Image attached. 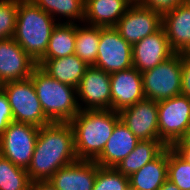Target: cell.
Masks as SVG:
<instances>
[{
  "mask_svg": "<svg viewBox=\"0 0 190 190\" xmlns=\"http://www.w3.org/2000/svg\"><path fill=\"white\" fill-rule=\"evenodd\" d=\"M120 119L139 140H159L158 103L143 99L119 111Z\"/></svg>",
  "mask_w": 190,
  "mask_h": 190,
  "instance_id": "obj_11",
  "label": "cell"
},
{
  "mask_svg": "<svg viewBox=\"0 0 190 190\" xmlns=\"http://www.w3.org/2000/svg\"><path fill=\"white\" fill-rule=\"evenodd\" d=\"M129 177L116 168L99 167L93 190H128Z\"/></svg>",
  "mask_w": 190,
  "mask_h": 190,
  "instance_id": "obj_28",
  "label": "cell"
},
{
  "mask_svg": "<svg viewBox=\"0 0 190 190\" xmlns=\"http://www.w3.org/2000/svg\"><path fill=\"white\" fill-rule=\"evenodd\" d=\"M29 190H57V189L47 180V181L31 182Z\"/></svg>",
  "mask_w": 190,
  "mask_h": 190,
  "instance_id": "obj_33",
  "label": "cell"
},
{
  "mask_svg": "<svg viewBox=\"0 0 190 190\" xmlns=\"http://www.w3.org/2000/svg\"><path fill=\"white\" fill-rule=\"evenodd\" d=\"M185 161L190 163V148H173Z\"/></svg>",
  "mask_w": 190,
  "mask_h": 190,
  "instance_id": "obj_35",
  "label": "cell"
},
{
  "mask_svg": "<svg viewBox=\"0 0 190 190\" xmlns=\"http://www.w3.org/2000/svg\"><path fill=\"white\" fill-rule=\"evenodd\" d=\"M37 65L50 77L74 88L78 87L89 67L75 54L62 58L41 59Z\"/></svg>",
  "mask_w": 190,
  "mask_h": 190,
  "instance_id": "obj_20",
  "label": "cell"
},
{
  "mask_svg": "<svg viewBox=\"0 0 190 190\" xmlns=\"http://www.w3.org/2000/svg\"><path fill=\"white\" fill-rule=\"evenodd\" d=\"M119 120V112L111 109L80 110L69 122L78 159L94 161L102 153Z\"/></svg>",
  "mask_w": 190,
  "mask_h": 190,
  "instance_id": "obj_2",
  "label": "cell"
},
{
  "mask_svg": "<svg viewBox=\"0 0 190 190\" xmlns=\"http://www.w3.org/2000/svg\"><path fill=\"white\" fill-rule=\"evenodd\" d=\"M14 121L11 107L5 92L0 88V135Z\"/></svg>",
  "mask_w": 190,
  "mask_h": 190,
  "instance_id": "obj_31",
  "label": "cell"
},
{
  "mask_svg": "<svg viewBox=\"0 0 190 190\" xmlns=\"http://www.w3.org/2000/svg\"><path fill=\"white\" fill-rule=\"evenodd\" d=\"M172 148H190V127L187 129L183 137L172 146Z\"/></svg>",
  "mask_w": 190,
  "mask_h": 190,
  "instance_id": "obj_34",
  "label": "cell"
},
{
  "mask_svg": "<svg viewBox=\"0 0 190 190\" xmlns=\"http://www.w3.org/2000/svg\"><path fill=\"white\" fill-rule=\"evenodd\" d=\"M162 27L176 53L190 52V0L163 14Z\"/></svg>",
  "mask_w": 190,
  "mask_h": 190,
  "instance_id": "obj_17",
  "label": "cell"
},
{
  "mask_svg": "<svg viewBox=\"0 0 190 190\" xmlns=\"http://www.w3.org/2000/svg\"><path fill=\"white\" fill-rule=\"evenodd\" d=\"M180 190H190V163L168 147V176Z\"/></svg>",
  "mask_w": 190,
  "mask_h": 190,
  "instance_id": "obj_27",
  "label": "cell"
},
{
  "mask_svg": "<svg viewBox=\"0 0 190 190\" xmlns=\"http://www.w3.org/2000/svg\"><path fill=\"white\" fill-rule=\"evenodd\" d=\"M19 0H0V40L13 38Z\"/></svg>",
  "mask_w": 190,
  "mask_h": 190,
  "instance_id": "obj_29",
  "label": "cell"
},
{
  "mask_svg": "<svg viewBox=\"0 0 190 190\" xmlns=\"http://www.w3.org/2000/svg\"><path fill=\"white\" fill-rule=\"evenodd\" d=\"M158 190H180L172 181L167 179Z\"/></svg>",
  "mask_w": 190,
  "mask_h": 190,
  "instance_id": "obj_36",
  "label": "cell"
},
{
  "mask_svg": "<svg viewBox=\"0 0 190 190\" xmlns=\"http://www.w3.org/2000/svg\"><path fill=\"white\" fill-rule=\"evenodd\" d=\"M39 127L12 121L0 135V155L27 170L39 133Z\"/></svg>",
  "mask_w": 190,
  "mask_h": 190,
  "instance_id": "obj_8",
  "label": "cell"
},
{
  "mask_svg": "<svg viewBox=\"0 0 190 190\" xmlns=\"http://www.w3.org/2000/svg\"><path fill=\"white\" fill-rule=\"evenodd\" d=\"M168 176V147L154 160L129 176L132 190H158Z\"/></svg>",
  "mask_w": 190,
  "mask_h": 190,
  "instance_id": "obj_21",
  "label": "cell"
},
{
  "mask_svg": "<svg viewBox=\"0 0 190 190\" xmlns=\"http://www.w3.org/2000/svg\"><path fill=\"white\" fill-rule=\"evenodd\" d=\"M181 94L190 98V52L182 53Z\"/></svg>",
  "mask_w": 190,
  "mask_h": 190,
  "instance_id": "obj_32",
  "label": "cell"
},
{
  "mask_svg": "<svg viewBox=\"0 0 190 190\" xmlns=\"http://www.w3.org/2000/svg\"><path fill=\"white\" fill-rule=\"evenodd\" d=\"M130 4H140L142 0H127Z\"/></svg>",
  "mask_w": 190,
  "mask_h": 190,
  "instance_id": "obj_37",
  "label": "cell"
},
{
  "mask_svg": "<svg viewBox=\"0 0 190 190\" xmlns=\"http://www.w3.org/2000/svg\"><path fill=\"white\" fill-rule=\"evenodd\" d=\"M76 23H60L54 27L42 59L62 58L75 53Z\"/></svg>",
  "mask_w": 190,
  "mask_h": 190,
  "instance_id": "obj_23",
  "label": "cell"
},
{
  "mask_svg": "<svg viewBox=\"0 0 190 190\" xmlns=\"http://www.w3.org/2000/svg\"><path fill=\"white\" fill-rule=\"evenodd\" d=\"M30 183L27 170L0 155V190H29Z\"/></svg>",
  "mask_w": 190,
  "mask_h": 190,
  "instance_id": "obj_26",
  "label": "cell"
},
{
  "mask_svg": "<svg viewBox=\"0 0 190 190\" xmlns=\"http://www.w3.org/2000/svg\"><path fill=\"white\" fill-rule=\"evenodd\" d=\"M131 4L127 0H85L84 22L98 27H115Z\"/></svg>",
  "mask_w": 190,
  "mask_h": 190,
  "instance_id": "obj_19",
  "label": "cell"
},
{
  "mask_svg": "<svg viewBox=\"0 0 190 190\" xmlns=\"http://www.w3.org/2000/svg\"><path fill=\"white\" fill-rule=\"evenodd\" d=\"M187 1L189 0H142L140 5L163 15Z\"/></svg>",
  "mask_w": 190,
  "mask_h": 190,
  "instance_id": "obj_30",
  "label": "cell"
},
{
  "mask_svg": "<svg viewBox=\"0 0 190 190\" xmlns=\"http://www.w3.org/2000/svg\"><path fill=\"white\" fill-rule=\"evenodd\" d=\"M70 123H50L39 129L27 173L31 182L47 181L61 167L78 161Z\"/></svg>",
  "mask_w": 190,
  "mask_h": 190,
  "instance_id": "obj_1",
  "label": "cell"
},
{
  "mask_svg": "<svg viewBox=\"0 0 190 190\" xmlns=\"http://www.w3.org/2000/svg\"><path fill=\"white\" fill-rule=\"evenodd\" d=\"M31 0H19L16 27L13 39L35 61L46 53L54 27L58 24Z\"/></svg>",
  "mask_w": 190,
  "mask_h": 190,
  "instance_id": "obj_3",
  "label": "cell"
},
{
  "mask_svg": "<svg viewBox=\"0 0 190 190\" xmlns=\"http://www.w3.org/2000/svg\"><path fill=\"white\" fill-rule=\"evenodd\" d=\"M139 141L120 119L102 153L94 161L100 167L115 168L134 150Z\"/></svg>",
  "mask_w": 190,
  "mask_h": 190,
  "instance_id": "obj_18",
  "label": "cell"
},
{
  "mask_svg": "<svg viewBox=\"0 0 190 190\" xmlns=\"http://www.w3.org/2000/svg\"><path fill=\"white\" fill-rule=\"evenodd\" d=\"M157 103L159 140L172 147L190 127V98L179 94Z\"/></svg>",
  "mask_w": 190,
  "mask_h": 190,
  "instance_id": "obj_7",
  "label": "cell"
},
{
  "mask_svg": "<svg viewBox=\"0 0 190 190\" xmlns=\"http://www.w3.org/2000/svg\"><path fill=\"white\" fill-rule=\"evenodd\" d=\"M145 98L156 102L170 99L181 94L182 53H175L170 58L141 73Z\"/></svg>",
  "mask_w": 190,
  "mask_h": 190,
  "instance_id": "obj_5",
  "label": "cell"
},
{
  "mask_svg": "<svg viewBox=\"0 0 190 190\" xmlns=\"http://www.w3.org/2000/svg\"><path fill=\"white\" fill-rule=\"evenodd\" d=\"M46 117L53 123H69L81 110L77 88L50 77L39 66L30 76Z\"/></svg>",
  "mask_w": 190,
  "mask_h": 190,
  "instance_id": "obj_4",
  "label": "cell"
},
{
  "mask_svg": "<svg viewBox=\"0 0 190 190\" xmlns=\"http://www.w3.org/2000/svg\"><path fill=\"white\" fill-rule=\"evenodd\" d=\"M77 98L86 104L81 110L111 109L110 73L89 66L77 87Z\"/></svg>",
  "mask_w": 190,
  "mask_h": 190,
  "instance_id": "obj_12",
  "label": "cell"
},
{
  "mask_svg": "<svg viewBox=\"0 0 190 190\" xmlns=\"http://www.w3.org/2000/svg\"><path fill=\"white\" fill-rule=\"evenodd\" d=\"M111 110L120 111L145 99L141 72L132 67L110 74Z\"/></svg>",
  "mask_w": 190,
  "mask_h": 190,
  "instance_id": "obj_15",
  "label": "cell"
},
{
  "mask_svg": "<svg viewBox=\"0 0 190 190\" xmlns=\"http://www.w3.org/2000/svg\"><path fill=\"white\" fill-rule=\"evenodd\" d=\"M99 167L93 160H78L61 167L48 181L57 190H93Z\"/></svg>",
  "mask_w": 190,
  "mask_h": 190,
  "instance_id": "obj_16",
  "label": "cell"
},
{
  "mask_svg": "<svg viewBox=\"0 0 190 190\" xmlns=\"http://www.w3.org/2000/svg\"><path fill=\"white\" fill-rule=\"evenodd\" d=\"M7 95L15 122L42 127L52 123L45 115L33 81H9L1 85Z\"/></svg>",
  "mask_w": 190,
  "mask_h": 190,
  "instance_id": "obj_6",
  "label": "cell"
},
{
  "mask_svg": "<svg viewBox=\"0 0 190 190\" xmlns=\"http://www.w3.org/2000/svg\"><path fill=\"white\" fill-rule=\"evenodd\" d=\"M162 15L140 4H131L114 27L131 46L158 31Z\"/></svg>",
  "mask_w": 190,
  "mask_h": 190,
  "instance_id": "obj_10",
  "label": "cell"
},
{
  "mask_svg": "<svg viewBox=\"0 0 190 190\" xmlns=\"http://www.w3.org/2000/svg\"><path fill=\"white\" fill-rule=\"evenodd\" d=\"M100 42V27L76 24L75 55L83 60L88 66H94L98 56Z\"/></svg>",
  "mask_w": 190,
  "mask_h": 190,
  "instance_id": "obj_24",
  "label": "cell"
},
{
  "mask_svg": "<svg viewBox=\"0 0 190 190\" xmlns=\"http://www.w3.org/2000/svg\"><path fill=\"white\" fill-rule=\"evenodd\" d=\"M37 66V62L13 38L0 40L1 85L30 78Z\"/></svg>",
  "mask_w": 190,
  "mask_h": 190,
  "instance_id": "obj_13",
  "label": "cell"
},
{
  "mask_svg": "<svg viewBox=\"0 0 190 190\" xmlns=\"http://www.w3.org/2000/svg\"><path fill=\"white\" fill-rule=\"evenodd\" d=\"M38 7L50 14L54 19V15H63L66 23H74L76 19L84 22L85 0H31ZM74 20V21H72Z\"/></svg>",
  "mask_w": 190,
  "mask_h": 190,
  "instance_id": "obj_25",
  "label": "cell"
},
{
  "mask_svg": "<svg viewBox=\"0 0 190 190\" xmlns=\"http://www.w3.org/2000/svg\"><path fill=\"white\" fill-rule=\"evenodd\" d=\"M165 148L160 140H140L134 150L115 168L129 177L154 160Z\"/></svg>",
  "mask_w": 190,
  "mask_h": 190,
  "instance_id": "obj_22",
  "label": "cell"
},
{
  "mask_svg": "<svg viewBox=\"0 0 190 190\" xmlns=\"http://www.w3.org/2000/svg\"><path fill=\"white\" fill-rule=\"evenodd\" d=\"M94 67L110 74L133 67L132 46L114 27H100L98 56Z\"/></svg>",
  "mask_w": 190,
  "mask_h": 190,
  "instance_id": "obj_9",
  "label": "cell"
},
{
  "mask_svg": "<svg viewBox=\"0 0 190 190\" xmlns=\"http://www.w3.org/2000/svg\"><path fill=\"white\" fill-rule=\"evenodd\" d=\"M175 53L164 28L161 27L132 46L133 67L143 73L164 62Z\"/></svg>",
  "mask_w": 190,
  "mask_h": 190,
  "instance_id": "obj_14",
  "label": "cell"
}]
</instances>
